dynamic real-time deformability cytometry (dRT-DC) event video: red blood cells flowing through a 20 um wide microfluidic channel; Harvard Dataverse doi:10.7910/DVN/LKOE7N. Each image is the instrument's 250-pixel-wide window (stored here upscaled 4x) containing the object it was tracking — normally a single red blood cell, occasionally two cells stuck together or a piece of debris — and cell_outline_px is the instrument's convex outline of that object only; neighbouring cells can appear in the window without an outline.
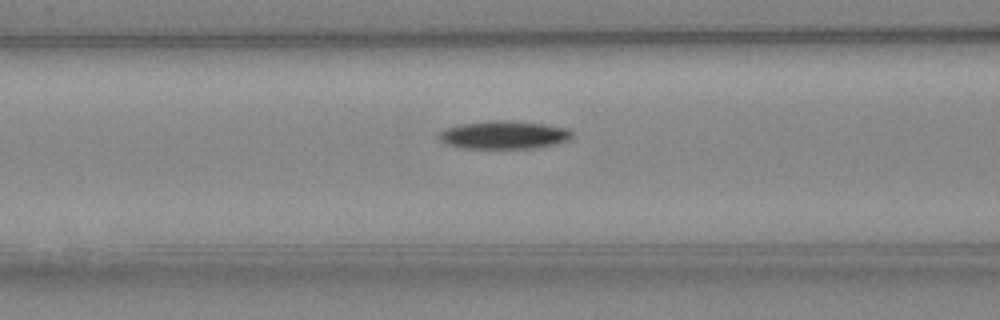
{"species": "Egyptian fruit bat (a non-hibernating species)", "species_latin": "Rousettus aegyptiacus", "temperature_condition": "cold", "stored_images_in_passage": 25, "camera_frame_rate_fps": 3000, "um_per_image_px": 0.085, "animal": {"sex": "female"}, "frame": {"image": 1, "passage_image": 12, "time_ms": 3.667, "image_size_px": [1000, 320], "cell_outline_px": [[572, 136], [568, 140], [556, 144], [536, 148], [460, 148], [444, 144], [440, 140], [440, 132], [448, 128], [460, 124], [488, 120], [496, 120], [544, 124], [568, 128], [572, 132]], "centroid_in_image_um": [42.83, 11.48], "position_along_channel_um": 123.8, "area_um2": 21.68}}
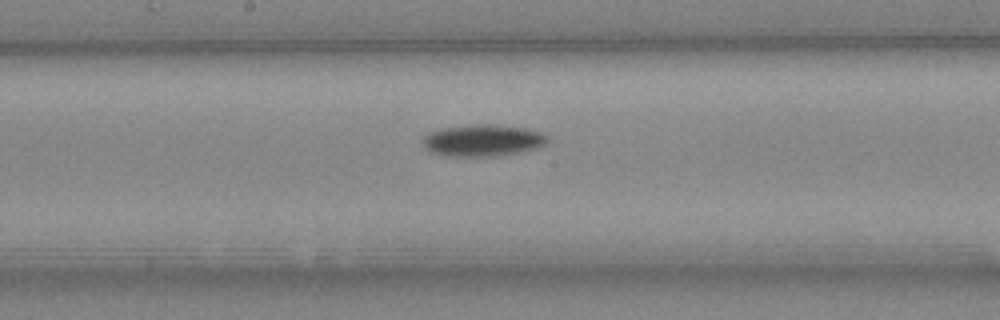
{"frame": {"image": 2, "passage_image": 18, "time_ms": 5.667, "image_size_px": [1000, 320], "cell_outline_px": [[548, 140], [540, 148], [520, 152], [496, 156], [448, 156], [428, 152], [420, 144], [420, 140], [428, 132], [440, 128], [472, 124], [488, 124], [524, 128], [540, 132], [548, 136]], "centroid_in_image_um": [40.96, 11.94], "position_along_channel_um": 207.2, "area_um2": 23.47}}
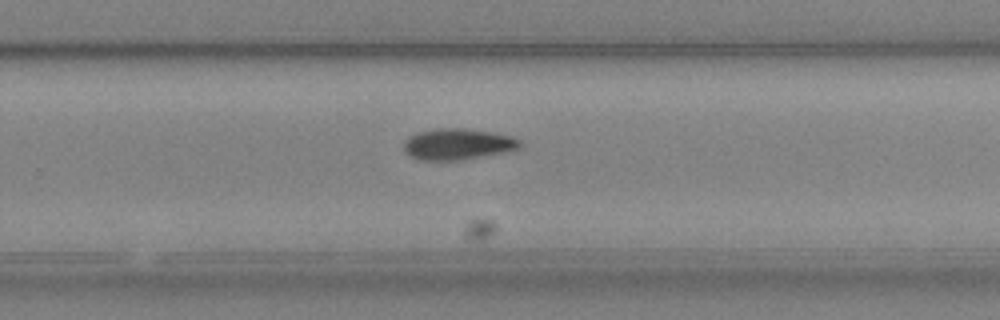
{"frame": {"image": 3, "passage_image": 24, "time_ms": 7.667, "image_size_px": [1000, 320], "cell_outline_px": [[520, 148], [512, 152], [460, 160], [420, 160], [404, 152], [404, 140], [408, 136], [416, 132], [436, 128], [460, 128], [492, 132], [512, 136], [520, 140]], "centroid_in_image_um": [38.93, 12.25], "position_along_channel_um": 290.9, "area_um2": 21.44}}